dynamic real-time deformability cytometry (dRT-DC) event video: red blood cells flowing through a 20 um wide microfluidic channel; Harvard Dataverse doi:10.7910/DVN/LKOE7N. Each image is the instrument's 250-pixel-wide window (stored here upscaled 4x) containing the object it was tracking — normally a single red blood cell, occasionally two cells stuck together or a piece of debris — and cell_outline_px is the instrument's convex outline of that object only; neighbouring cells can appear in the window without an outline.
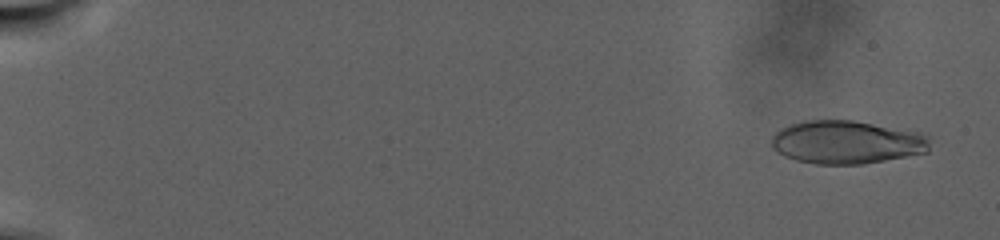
{"species": "human", "species_latin": "Homo sapiens", "temperature_condition": "warm", "stored_images_in_passage": 95, "camera_frame_rate_fps": 3000, "um_per_image_px": 0.085, "donor": {"sex": "male"}, "frame": {"image": 1, "passage_image": 6, "time_ms": 1.333, "image_size_px": [1000, 240], "cell_outline_px": [[928, 152], [864, 164], [816, 164], [796, 160], [784, 156], [776, 152], [772, 148], [772, 136], [780, 128], [788, 124], [804, 120], [852, 120], [924, 132], [928, 136]], "centroid_in_image_um": [71.95, 12.08], "position_along_channel_um": 13.0, "area_um2": 40.23}}
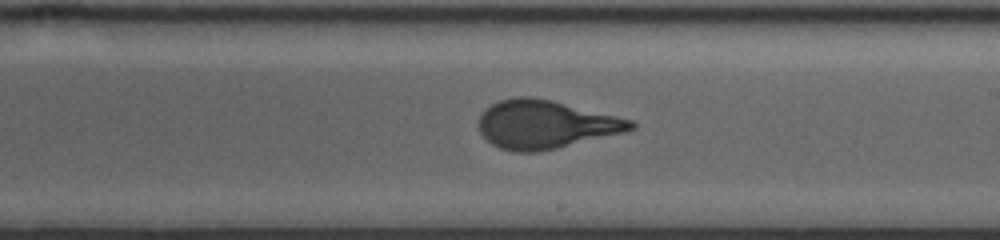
{"frame": {"image": 2, "passage_image": 57, "time_ms": 20.0, "image_size_px": [1000, 240], "cell_outline_px": [[636, 128], [624, 132], [540, 152], [512, 152], [500, 148], [492, 144], [480, 132], [476, 124], [480, 112], [484, 108], [500, 100], [512, 96], [532, 96], [552, 100], [632, 120], [636, 124]], "centroid_in_image_um": [46.29, 10.57], "position_along_channel_um": 242.7, "area_um2": 43.06}}
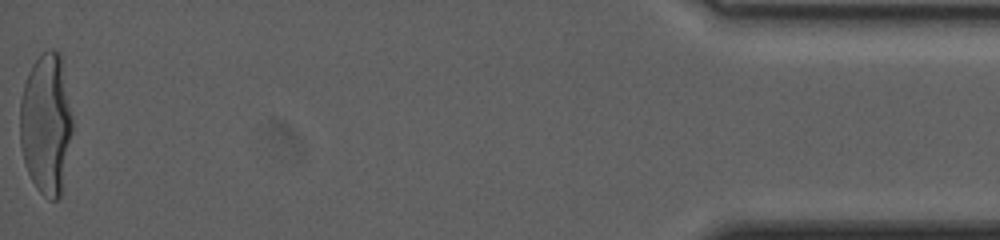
{"frame": {"image": 3, "passage_image": 95, "time_ms": 32.0, "image_size_px": [1000, 240], "cell_outline_px": [[72, 132], [60, 196], [56, 200], [48, 200], [36, 188], [28, 172], [24, 160], [20, 144], [20, 100], [24, 84], [28, 72], [32, 64], [48, 48], [52, 48], [60, 52], [72, 116]], "centroid_in_image_um": [3.91, 10.51], "position_along_channel_um": 431.3, "area_um2": 43.0}, "authors_computed_cell_mechanics": {"area_um2": 41.8472, "velocity_mm_per_s": 2.2407, "shape_relaxation_time_tau1_ms": 8.7676, "shape_relaxation_time_tau2_ms": null, "deformation_change_tau1": 0.2747, "deformation_change_tau2": null}}